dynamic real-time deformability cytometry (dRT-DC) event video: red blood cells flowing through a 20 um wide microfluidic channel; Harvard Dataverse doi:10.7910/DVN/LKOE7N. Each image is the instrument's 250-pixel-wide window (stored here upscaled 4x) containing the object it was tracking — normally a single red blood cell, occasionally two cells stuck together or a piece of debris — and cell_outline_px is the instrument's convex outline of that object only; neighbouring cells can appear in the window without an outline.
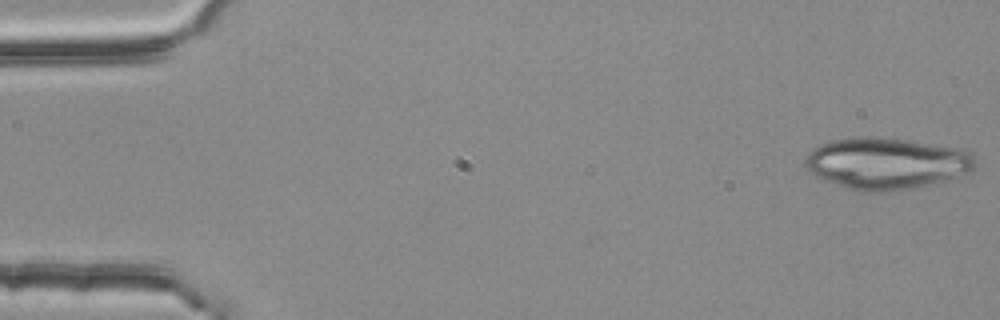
{"species": "common noctule bat (a hibernating species)", "species_latin": "Nyctalus noctula", "temperature_condition": "room temperature", "stored_images_in_passage": 53, "camera_frame_rate_fps": 3000, "um_per_image_px": 0.085, "animal": {"sex": "female", "body_mass_g": 25.1}, "frame": {"image": 1, "passage_image": 1, "time_ms": 0.0, "image_size_px": [1000, 320], "cell_outline_px": [[976, 168], [968, 172], [940, 180], [924, 184], [904, 188], [872, 192], [864, 192], [848, 188], [816, 176], [804, 164], [804, 160], [808, 152], [812, 148], [820, 144], [832, 140], [860, 136], [876, 136], [908, 140], [960, 148], [972, 152], [976, 156]], "centroid_in_image_um": [75.33, 13.84], "position_along_channel_um": 9.7, "area_um2": 50.46}}
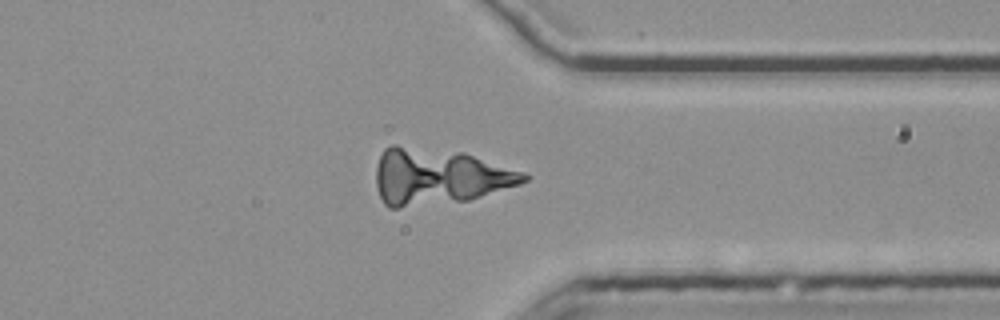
{"frame": {"image": 2, "passage_image": 41, "time_ms": 13.333, "image_size_px": [1000, 320], "cell_outline_px": [[532, 176], [528, 180], [520, 184], [468, 200], [400, 208], [388, 208], [384, 204], [376, 188], [376, 168], [380, 156], [384, 148], [392, 144], [396, 144], [464, 152], [524, 172]], "centroid_in_image_um": [37.26, 15.0], "position_along_channel_um": 374.1, "area_um2": 48.67}}
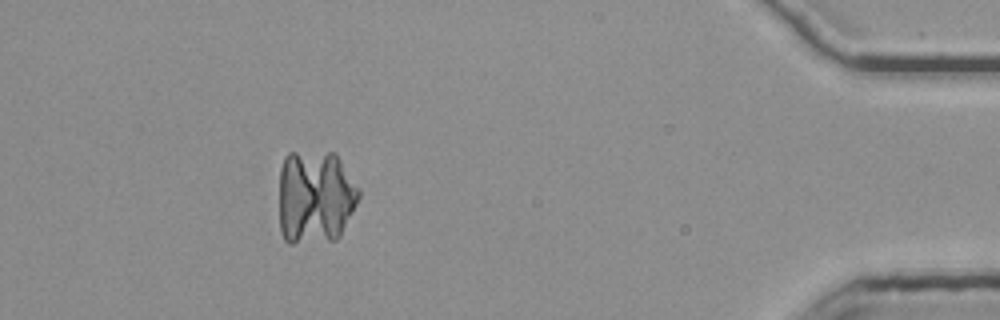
{"frame": {"image": 3, "passage_image": 48, "time_ms": 15.667, "image_size_px": [1000, 320], "cell_outline_px": [[360, 196], [340, 236], [336, 240], [292, 244], [288, 244], [284, 240], [280, 232], [280, 168], [284, 156], [288, 152], [336, 152], [360, 188]], "centroid_in_image_um": [26.8, 16.74], "position_along_channel_um": 408.4, "area_um2": 44.56}}